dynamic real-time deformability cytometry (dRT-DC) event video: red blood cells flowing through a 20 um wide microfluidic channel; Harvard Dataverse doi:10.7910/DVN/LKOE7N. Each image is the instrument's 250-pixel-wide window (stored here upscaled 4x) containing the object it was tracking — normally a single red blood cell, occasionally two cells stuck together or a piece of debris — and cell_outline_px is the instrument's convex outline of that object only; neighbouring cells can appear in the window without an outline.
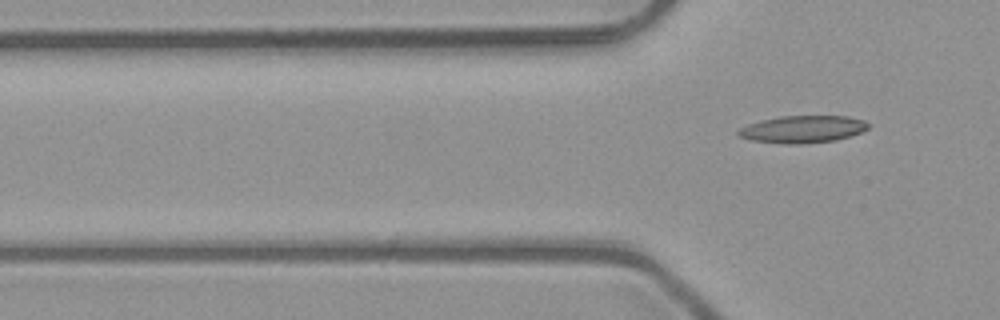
{"species": "common noctule bat (a hibernating species)", "species_latin": "Nyctalus noctula", "temperature_condition": "room temperature", "stored_images_in_passage": 3, "segment_of_instrument_passage": [2, 2], "camera_frame_rate_fps": 3000, "um_per_image_px": 0.085, "animal": {"sex": "male", "body_mass_g": 23.1, "forearm_length_mm": 52.7}, "frame": {"image": 1, "passage_image": 3, "time_ms": 0.667, "image_size_px": [1000, 320], "cell_outline_px": [[868, 128], [860, 132], [836, 140], [800, 144], [784, 144], [752, 140], [736, 136], [736, 132], [740, 128], [748, 124], [780, 116], [848, 116], [864, 120], [868, 124]], "centroid_in_image_um": [68.2, 10.98], "position_along_channel_um": 57.6, "area_um2": 20.52}}